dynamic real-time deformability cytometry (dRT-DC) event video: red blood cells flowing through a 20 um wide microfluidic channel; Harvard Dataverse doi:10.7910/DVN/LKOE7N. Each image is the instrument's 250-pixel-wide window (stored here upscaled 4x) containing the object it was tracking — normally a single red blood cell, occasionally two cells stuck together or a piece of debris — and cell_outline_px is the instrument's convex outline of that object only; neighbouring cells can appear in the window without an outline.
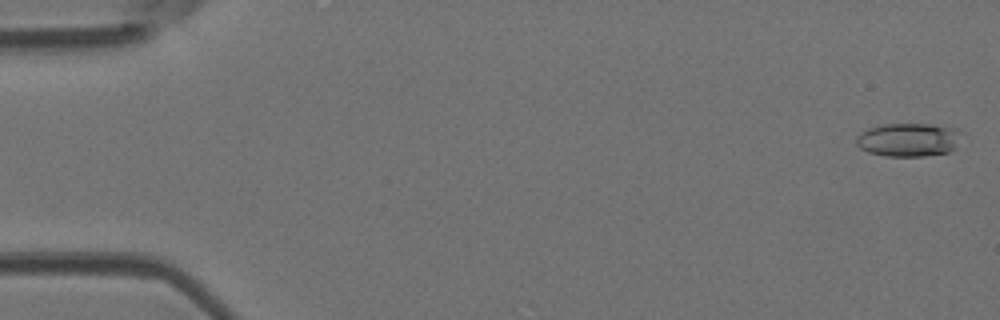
{"species": "Egyptian fruit bat (a non-hibernating species)", "species_latin": "Rousettus aegyptiacus", "temperature_condition": "room temperature", "stored_images_in_passage": 5, "camera_frame_rate_fps": 3000, "um_per_image_px": 0.085, "animal": {"sex": "female"}, "frame": {"image": 1, "passage_image": 1, "time_ms": 0.0, "image_size_px": [1000, 320], "cell_outline_px": [[960, 132], [956, 148], [948, 152], [924, 156], [884, 156], [868, 152], [860, 148], [856, 144], [856, 136], [860, 132], [868, 128], [884, 124], [932, 124], [956, 128]], "centroid_in_image_um": [77.19, 11.88], "position_along_channel_um": 7.8, "area_um2": 20.63}}
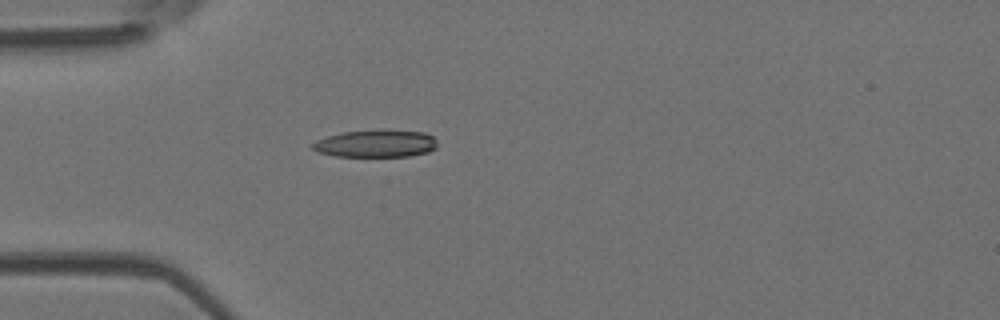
{"frame": {"image": 2, "passage_image": 5, "time_ms": 1.333, "image_size_px": [1000, 320], "cell_outline_px": [[436, 148], [428, 152], [408, 156], [336, 156], [316, 152], [312, 148], [312, 144], [316, 140], [328, 136], [344, 132], [380, 128], [424, 132], [432, 136], [436, 140]], "centroid_in_image_um": [31.95, 12.18], "position_along_channel_um": 53.0, "area_um2": 20.23}}